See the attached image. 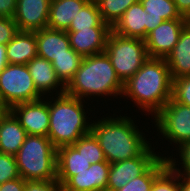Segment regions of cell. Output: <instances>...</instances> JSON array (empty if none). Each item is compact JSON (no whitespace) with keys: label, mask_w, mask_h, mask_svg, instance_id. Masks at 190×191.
Segmentation results:
<instances>
[{"label":"cell","mask_w":190,"mask_h":191,"mask_svg":"<svg viewBox=\"0 0 190 191\" xmlns=\"http://www.w3.org/2000/svg\"><path fill=\"white\" fill-rule=\"evenodd\" d=\"M172 88L166 59L149 57L124 83L122 96L132 99L139 110L154 117L172 98Z\"/></svg>","instance_id":"6da1fadb"},{"label":"cell","mask_w":190,"mask_h":191,"mask_svg":"<svg viewBox=\"0 0 190 191\" xmlns=\"http://www.w3.org/2000/svg\"><path fill=\"white\" fill-rule=\"evenodd\" d=\"M92 121L90 132L98 140L110 164L139 157L150 146L131 117L112 115Z\"/></svg>","instance_id":"7a4b0ae2"},{"label":"cell","mask_w":190,"mask_h":191,"mask_svg":"<svg viewBox=\"0 0 190 191\" xmlns=\"http://www.w3.org/2000/svg\"><path fill=\"white\" fill-rule=\"evenodd\" d=\"M123 89L124 84L117 76L108 55L102 52L83 57L75 76L66 86L65 93L85 102L91 96L118 98L119 95L122 98Z\"/></svg>","instance_id":"3957f363"},{"label":"cell","mask_w":190,"mask_h":191,"mask_svg":"<svg viewBox=\"0 0 190 191\" xmlns=\"http://www.w3.org/2000/svg\"><path fill=\"white\" fill-rule=\"evenodd\" d=\"M50 95L48 138L56 148L72 145L91 131L84 100L65 94ZM52 99V100H51ZM87 120V121H86Z\"/></svg>","instance_id":"277c9868"},{"label":"cell","mask_w":190,"mask_h":191,"mask_svg":"<svg viewBox=\"0 0 190 191\" xmlns=\"http://www.w3.org/2000/svg\"><path fill=\"white\" fill-rule=\"evenodd\" d=\"M15 157L25 181L57 180V148L48 137L27 135Z\"/></svg>","instance_id":"5b68a950"},{"label":"cell","mask_w":190,"mask_h":191,"mask_svg":"<svg viewBox=\"0 0 190 191\" xmlns=\"http://www.w3.org/2000/svg\"><path fill=\"white\" fill-rule=\"evenodd\" d=\"M121 82L129 80L149 58L145 40L124 37L110 31L104 51Z\"/></svg>","instance_id":"8992f818"},{"label":"cell","mask_w":190,"mask_h":191,"mask_svg":"<svg viewBox=\"0 0 190 191\" xmlns=\"http://www.w3.org/2000/svg\"><path fill=\"white\" fill-rule=\"evenodd\" d=\"M44 98L36 89L28 67L23 64H7L0 73V109Z\"/></svg>","instance_id":"52a82bcc"},{"label":"cell","mask_w":190,"mask_h":191,"mask_svg":"<svg viewBox=\"0 0 190 191\" xmlns=\"http://www.w3.org/2000/svg\"><path fill=\"white\" fill-rule=\"evenodd\" d=\"M153 119L159 135L170 144L175 143L179 147L190 141V106L171 98Z\"/></svg>","instance_id":"ba28073f"},{"label":"cell","mask_w":190,"mask_h":191,"mask_svg":"<svg viewBox=\"0 0 190 191\" xmlns=\"http://www.w3.org/2000/svg\"><path fill=\"white\" fill-rule=\"evenodd\" d=\"M152 149L155 148L150 144L139 157L110 164L106 191H116L130 180L143 175L161 157Z\"/></svg>","instance_id":"9c48e42d"},{"label":"cell","mask_w":190,"mask_h":191,"mask_svg":"<svg viewBox=\"0 0 190 191\" xmlns=\"http://www.w3.org/2000/svg\"><path fill=\"white\" fill-rule=\"evenodd\" d=\"M186 25L187 19L165 20L159 24L145 39L148 56L166 59L178 42L181 31Z\"/></svg>","instance_id":"30bf717a"},{"label":"cell","mask_w":190,"mask_h":191,"mask_svg":"<svg viewBox=\"0 0 190 191\" xmlns=\"http://www.w3.org/2000/svg\"><path fill=\"white\" fill-rule=\"evenodd\" d=\"M45 98H47L45 100ZM10 111L19 120L27 135L48 137L49 132V97L33 102L20 103Z\"/></svg>","instance_id":"8fae6325"},{"label":"cell","mask_w":190,"mask_h":191,"mask_svg":"<svg viewBox=\"0 0 190 191\" xmlns=\"http://www.w3.org/2000/svg\"><path fill=\"white\" fill-rule=\"evenodd\" d=\"M51 0H17L13 19L19 31L47 28Z\"/></svg>","instance_id":"7c38bea8"},{"label":"cell","mask_w":190,"mask_h":191,"mask_svg":"<svg viewBox=\"0 0 190 191\" xmlns=\"http://www.w3.org/2000/svg\"><path fill=\"white\" fill-rule=\"evenodd\" d=\"M110 163L99 162L83 172L70 177L63 185V191H106Z\"/></svg>","instance_id":"4fadbf2b"},{"label":"cell","mask_w":190,"mask_h":191,"mask_svg":"<svg viewBox=\"0 0 190 191\" xmlns=\"http://www.w3.org/2000/svg\"><path fill=\"white\" fill-rule=\"evenodd\" d=\"M111 30V27H90L85 30L66 32L71 48L85 57L105 51L106 41Z\"/></svg>","instance_id":"5bb4252c"},{"label":"cell","mask_w":190,"mask_h":191,"mask_svg":"<svg viewBox=\"0 0 190 191\" xmlns=\"http://www.w3.org/2000/svg\"><path fill=\"white\" fill-rule=\"evenodd\" d=\"M26 66L32 76L36 89L43 96L53 92H56V95L65 94L66 86L58 78L51 62L36 56Z\"/></svg>","instance_id":"9a60e30c"},{"label":"cell","mask_w":190,"mask_h":191,"mask_svg":"<svg viewBox=\"0 0 190 191\" xmlns=\"http://www.w3.org/2000/svg\"><path fill=\"white\" fill-rule=\"evenodd\" d=\"M118 35L145 40L148 36V12L140 1L131 5L112 27Z\"/></svg>","instance_id":"2e32d148"},{"label":"cell","mask_w":190,"mask_h":191,"mask_svg":"<svg viewBox=\"0 0 190 191\" xmlns=\"http://www.w3.org/2000/svg\"><path fill=\"white\" fill-rule=\"evenodd\" d=\"M39 57L52 62L55 58L69 55L71 48L66 31L45 28L35 31Z\"/></svg>","instance_id":"e0dca14e"},{"label":"cell","mask_w":190,"mask_h":191,"mask_svg":"<svg viewBox=\"0 0 190 191\" xmlns=\"http://www.w3.org/2000/svg\"><path fill=\"white\" fill-rule=\"evenodd\" d=\"M27 133L10 110L0 109V153L16 155Z\"/></svg>","instance_id":"ac0fdd59"},{"label":"cell","mask_w":190,"mask_h":191,"mask_svg":"<svg viewBox=\"0 0 190 191\" xmlns=\"http://www.w3.org/2000/svg\"><path fill=\"white\" fill-rule=\"evenodd\" d=\"M91 163L72 145L57 148V181L61 186L72 176L85 171Z\"/></svg>","instance_id":"d6986e66"},{"label":"cell","mask_w":190,"mask_h":191,"mask_svg":"<svg viewBox=\"0 0 190 191\" xmlns=\"http://www.w3.org/2000/svg\"><path fill=\"white\" fill-rule=\"evenodd\" d=\"M8 64L26 65L38 56L35 31H19L6 45Z\"/></svg>","instance_id":"ffe728a7"},{"label":"cell","mask_w":190,"mask_h":191,"mask_svg":"<svg viewBox=\"0 0 190 191\" xmlns=\"http://www.w3.org/2000/svg\"><path fill=\"white\" fill-rule=\"evenodd\" d=\"M172 80L190 76V26L187 24L172 52L166 58Z\"/></svg>","instance_id":"44dd1931"},{"label":"cell","mask_w":190,"mask_h":191,"mask_svg":"<svg viewBox=\"0 0 190 191\" xmlns=\"http://www.w3.org/2000/svg\"><path fill=\"white\" fill-rule=\"evenodd\" d=\"M89 0H51L47 28L67 31Z\"/></svg>","instance_id":"7402d4cb"},{"label":"cell","mask_w":190,"mask_h":191,"mask_svg":"<svg viewBox=\"0 0 190 191\" xmlns=\"http://www.w3.org/2000/svg\"><path fill=\"white\" fill-rule=\"evenodd\" d=\"M148 12V34L165 20L187 19L182 17L173 0H140Z\"/></svg>","instance_id":"603a6c76"},{"label":"cell","mask_w":190,"mask_h":191,"mask_svg":"<svg viewBox=\"0 0 190 191\" xmlns=\"http://www.w3.org/2000/svg\"><path fill=\"white\" fill-rule=\"evenodd\" d=\"M90 27H110L105 23L95 0H89L72 20L67 31H80Z\"/></svg>","instance_id":"cb8c5ba5"},{"label":"cell","mask_w":190,"mask_h":191,"mask_svg":"<svg viewBox=\"0 0 190 191\" xmlns=\"http://www.w3.org/2000/svg\"><path fill=\"white\" fill-rule=\"evenodd\" d=\"M168 167L163 155L141 176L130 180L125 186L116 191H151L154 180Z\"/></svg>","instance_id":"d4e9b609"},{"label":"cell","mask_w":190,"mask_h":191,"mask_svg":"<svg viewBox=\"0 0 190 191\" xmlns=\"http://www.w3.org/2000/svg\"><path fill=\"white\" fill-rule=\"evenodd\" d=\"M82 60L83 56L70 48L69 55H63L61 57L55 58L51 64L60 81L67 86L75 76V73L80 67Z\"/></svg>","instance_id":"484cf974"},{"label":"cell","mask_w":190,"mask_h":191,"mask_svg":"<svg viewBox=\"0 0 190 191\" xmlns=\"http://www.w3.org/2000/svg\"><path fill=\"white\" fill-rule=\"evenodd\" d=\"M102 20L111 28L122 17L125 11L140 0H95Z\"/></svg>","instance_id":"4316f807"},{"label":"cell","mask_w":190,"mask_h":191,"mask_svg":"<svg viewBox=\"0 0 190 191\" xmlns=\"http://www.w3.org/2000/svg\"><path fill=\"white\" fill-rule=\"evenodd\" d=\"M72 146L82 153L91 164L107 162L98 140L91 132L78 139Z\"/></svg>","instance_id":"83f0119b"},{"label":"cell","mask_w":190,"mask_h":191,"mask_svg":"<svg viewBox=\"0 0 190 191\" xmlns=\"http://www.w3.org/2000/svg\"><path fill=\"white\" fill-rule=\"evenodd\" d=\"M177 150L180 157L179 161H181L179 164L182 165L181 168H177L178 164H176V162H178V159H173V154L170 157L166 156L168 166L178 175L190 177V141L179 146V148L177 147Z\"/></svg>","instance_id":"f1b7e54d"},{"label":"cell","mask_w":190,"mask_h":191,"mask_svg":"<svg viewBox=\"0 0 190 191\" xmlns=\"http://www.w3.org/2000/svg\"><path fill=\"white\" fill-rule=\"evenodd\" d=\"M151 191H179V175L168 166L154 180Z\"/></svg>","instance_id":"f546056e"},{"label":"cell","mask_w":190,"mask_h":191,"mask_svg":"<svg viewBox=\"0 0 190 191\" xmlns=\"http://www.w3.org/2000/svg\"><path fill=\"white\" fill-rule=\"evenodd\" d=\"M20 177L16 157L0 153V184Z\"/></svg>","instance_id":"4dcf8cb0"},{"label":"cell","mask_w":190,"mask_h":191,"mask_svg":"<svg viewBox=\"0 0 190 191\" xmlns=\"http://www.w3.org/2000/svg\"><path fill=\"white\" fill-rule=\"evenodd\" d=\"M172 98L180 104L190 106V76L173 79Z\"/></svg>","instance_id":"1f68e13d"},{"label":"cell","mask_w":190,"mask_h":191,"mask_svg":"<svg viewBox=\"0 0 190 191\" xmlns=\"http://www.w3.org/2000/svg\"><path fill=\"white\" fill-rule=\"evenodd\" d=\"M19 32L17 23L11 17H0V44L7 45Z\"/></svg>","instance_id":"d6a6232c"},{"label":"cell","mask_w":190,"mask_h":191,"mask_svg":"<svg viewBox=\"0 0 190 191\" xmlns=\"http://www.w3.org/2000/svg\"><path fill=\"white\" fill-rule=\"evenodd\" d=\"M24 191H63L57 180L25 181Z\"/></svg>","instance_id":"836d02e7"},{"label":"cell","mask_w":190,"mask_h":191,"mask_svg":"<svg viewBox=\"0 0 190 191\" xmlns=\"http://www.w3.org/2000/svg\"><path fill=\"white\" fill-rule=\"evenodd\" d=\"M25 180L20 176L16 179L0 184V191H24Z\"/></svg>","instance_id":"e575fe53"},{"label":"cell","mask_w":190,"mask_h":191,"mask_svg":"<svg viewBox=\"0 0 190 191\" xmlns=\"http://www.w3.org/2000/svg\"><path fill=\"white\" fill-rule=\"evenodd\" d=\"M17 0H0V17L13 18L16 11Z\"/></svg>","instance_id":"d590c367"},{"label":"cell","mask_w":190,"mask_h":191,"mask_svg":"<svg viewBox=\"0 0 190 191\" xmlns=\"http://www.w3.org/2000/svg\"><path fill=\"white\" fill-rule=\"evenodd\" d=\"M176 8L182 17L188 18L190 15V0H173Z\"/></svg>","instance_id":"8d00e7d4"},{"label":"cell","mask_w":190,"mask_h":191,"mask_svg":"<svg viewBox=\"0 0 190 191\" xmlns=\"http://www.w3.org/2000/svg\"><path fill=\"white\" fill-rule=\"evenodd\" d=\"M6 45L0 44V73L7 66Z\"/></svg>","instance_id":"74e56055"},{"label":"cell","mask_w":190,"mask_h":191,"mask_svg":"<svg viewBox=\"0 0 190 191\" xmlns=\"http://www.w3.org/2000/svg\"><path fill=\"white\" fill-rule=\"evenodd\" d=\"M179 191H190V177L179 175Z\"/></svg>","instance_id":"f35d334b"},{"label":"cell","mask_w":190,"mask_h":191,"mask_svg":"<svg viewBox=\"0 0 190 191\" xmlns=\"http://www.w3.org/2000/svg\"><path fill=\"white\" fill-rule=\"evenodd\" d=\"M187 24L190 26V15H189V17L187 18Z\"/></svg>","instance_id":"ab89813d"}]
</instances>
